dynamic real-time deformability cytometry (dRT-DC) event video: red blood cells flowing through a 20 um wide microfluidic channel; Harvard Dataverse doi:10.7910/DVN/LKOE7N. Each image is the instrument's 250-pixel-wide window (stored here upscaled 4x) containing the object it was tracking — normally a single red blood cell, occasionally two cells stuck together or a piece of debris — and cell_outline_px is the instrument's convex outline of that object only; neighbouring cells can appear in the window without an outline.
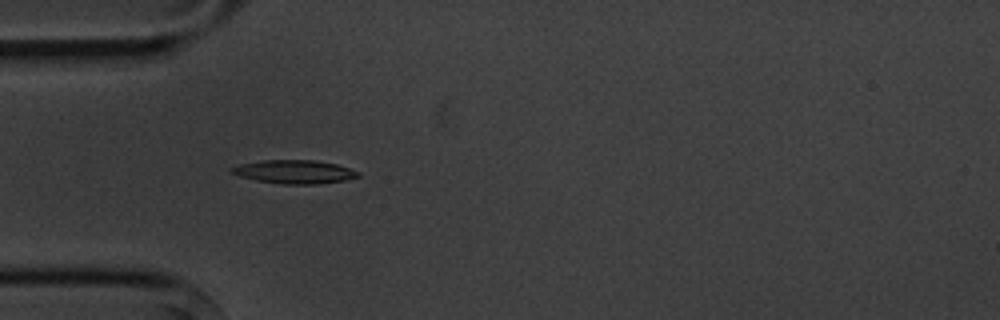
{"species": "common noctule bat (a hibernating species)", "species_latin": "Nyctalus noctula", "temperature_condition": "cold", "stored_images_in_passage": 7, "camera_frame_rate_fps": 3000, "um_per_image_px": 0.085, "animal": {"sex": "male", "body_mass_g": 20.1, "forearm_length_mm": 53.5}, "frame": {"image": 1, "passage_image": 4, "time_ms": 3.333, "image_size_px": [1000, 320], "cell_outline_px": [[360, 176], [344, 180], [316, 184], [284, 184], [256, 180], [240, 176], [232, 172], [228, 168], [240, 164], [264, 160], [316, 160], [336, 164], [360, 172]], "centroid_in_image_um": [25.02, 14.6], "position_along_channel_um": 60.0, "area_um2": 17.17}}
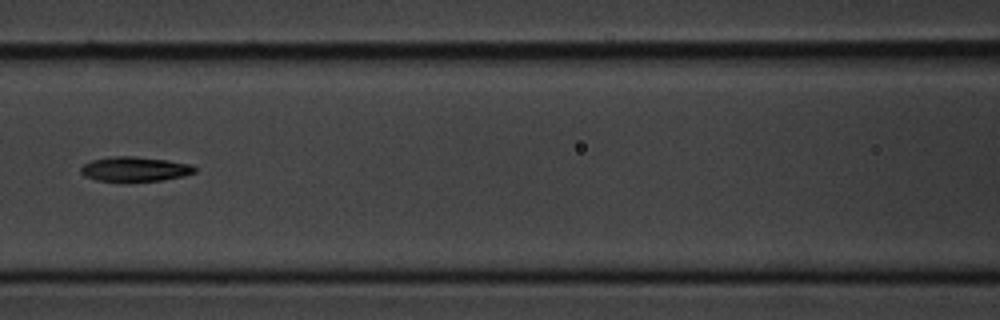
{"frame": {"image": 2, "passage_image": 6, "time_ms": 6.0, "image_size_px": [1000, 320], "cell_outline_px": [[196, 172], [184, 176], [164, 180], [128, 184], [96, 180], [84, 176], [80, 172], [80, 168], [84, 164], [92, 160], [112, 156], [132, 156], [168, 160], [192, 164], [196, 168]], "centroid_in_image_um": [11.46, 14.41], "position_along_channel_um": 155.1, "area_um2": 17.17}}
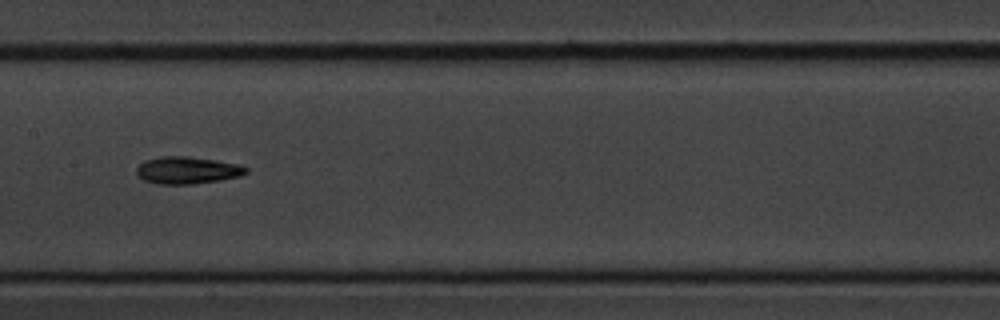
{"frame": {"image": 3, "passage_image": 7, "time_ms": 7.0, "image_size_px": [1000, 320], "cell_outline_px": [[248, 172], [240, 176], [220, 180], [192, 184], [160, 184], [144, 180], [136, 176], [136, 168], [144, 160], [164, 156], [188, 156], [216, 160], [240, 164], [248, 168]], "centroid_in_image_um": [15.92, 14.47], "position_along_channel_um": 191.5, "area_um2": 17.46}}